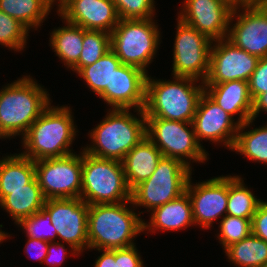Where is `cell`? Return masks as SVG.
Masks as SVG:
<instances>
[{"label": "cell", "mask_w": 267, "mask_h": 267, "mask_svg": "<svg viewBox=\"0 0 267 267\" xmlns=\"http://www.w3.org/2000/svg\"><path fill=\"white\" fill-rule=\"evenodd\" d=\"M127 202L89 205L87 218L88 248L119 249L134 245L136 235L143 232V220Z\"/></svg>", "instance_id": "cell-1"}, {"label": "cell", "mask_w": 267, "mask_h": 267, "mask_svg": "<svg viewBox=\"0 0 267 267\" xmlns=\"http://www.w3.org/2000/svg\"><path fill=\"white\" fill-rule=\"evenodd\" d=\"M50 105L22 136L26 150L21 154L34 162L73 153L68 148L72 145L76 135L72 112L68 106Z\"/></svg>", "instance_id": "cell-2"}, {"label": "cell", "mask_w": 267, "mask_h": 267, "mask_svg": "<svg viewBox=\"0 0 267 267\" xmlns=\"http://www.w3.org/2000/svg\"><path fill=\"white\" fill-rule=\"evenodd\" d=\"M174 81L155 80L147 76L146 118H162L172 121H193L199 100L204 93V84L196 86L198 80L174 76Z\"/></svg>", "instance_id": "cell-3"}, {"label": "cell", "mask_w": 267, "mask_h": 267, "mask_svg": "<svg viewBox=\"0 0 267 267\" xmlns=\"http://www.w3.org/2000/svg\"><path fill=\"white\" fill-rule=\"evenodd\" d=\"M141 119L129 109H112L103 121L90 132L93 145L83 149L87 154L122 161L125 155L146 137L144 110H136Z\"/></svg>", "instance_id": "cell-4"}, {"label": "cell", "mask_w": 267, "mask_h": 267, "mask_svg": "<svg viewBox=\"0 0 267 267\" xmlns=\"http://www.w3.org/2000/svg\"><path fill=\"white\" fill-rule=\"evenodd\" d=\"M47 91L25 76L0 90V128L10 136L25 135L51 103ZM21 133V134H20Z\"/></svg>", "instance_id": "cell-5"}, {"label": "cell", "mask_w": 267, "mask_h": 267, "mask_svg": "<svg viewBox=\"0 0 267 267\" xmlns=\"http://www.w3.org/2000/svg\"><path fill=\"white\" fill-rule=\"evenodd\" d=\"M88 205L131 201L121 161L102 159L82 151V190Z\"/></svg>", "instance_id": "cell-6"}, {"label": "cell", "mask_w": 267, "mask_h": 267, "mask_svg": "<svg viewBox=\"0 0 267 267\" xmlns=\"http://www.w3.org/2000/svg\"><path fill=\"white\" fill-rule=\"evenodd\" d=\"M153 19H120L111 32V50L122 64L146 72L153 61L160 39Z\"/></svg>", "instance_id": "cell-7"}, {"label": "cell", "mask_w": 267, "mask_h": 267, "mask_svg": "<svg viewBox=\"0 0 267 267\" xmlns=\"http://www.w3.org/2000/svg\"><path fill=\"white\" fill-rule=\"evenodd\" d=\"M191 171L182 161L162 156L152 175L131 190L130 204L151 211L172 201L186 191Z\"/></svg>", "instance_id": "cell-8"}, {"label": "cell", "mask_w": 267, "mask_h": 267, "mask_svg": "<svg viewBox=\"0 0 267 267\" xmlns=\"http://www.w3.org/2000/svg\"><path fill=\"white\" fill-rule=\"evenodd\" d=\"M146 137L163 156L178 159L189 167L187 159L201 163L207 160V152L198 142L191 122L146 118Z\"/></svg>", "instance_id": "cell-9"}, {"label": "cell", "mask_w": 267, "mask_h": 267, "mask_svg": "<svg viewBox=\"0 0 267 267\" xmlns=\"http://www.w3.org/2000/svg\"><path fill=\"white\" fill-rule=\"evenodd\" d=\"M35 177L45 198H80L82 153L35 161Z\"/></svg>", "instance_id": "cell-10"}, {"label": "cell", "mask_w": 267, "mask_h": 267, "mask_svg": "<svg viewBox=\"0 0 267 267\" xmlns=\"http://www.w3.org/2000/svg\"><path fill=\"white\" fill-rule=\"evenodd\" d=\"M178 19L173 52V75L206 81L210 67L211 41L192 26ZM201 78V79H200Z\"/></svg>", "instance_id": "cell-11"}, {"label": "cell", "mask_w": 267, "mask_h": 267, "mask_svg": "<svg viewBox=\"0 0 267 267\" xmlns=\"http://www.w3.org/2000/svg\"><path fill=\"white\" fill-rule=\"evenodd\" d=\"M43 210L49 215L57 236L73 249V255L88 248L86 202L81 198L48 199Z\"/></svg>", "instance_id": "cell-12"}, {"label": "cell", "mask_w": 267, "mask_h": 267, "mask_svg": "<svg viewBox=\"0 0 267 267\" xmlns=\"http://www.w3.org/2000/svg\"><path fill=\"white\" fill-rule=\"evenodd\" d=\"M211 47L210 67L203 84H220L226 81L249 80L259 58L235 46L226 38L215 41Z\"/></svg>", "instance_id": "cell-13"}, {"label": "cell", "mask_w": 267, "mask_h": 267, "mask_svg": "<svg viewBox=\"0 0 267 267\" xmlns=\"http://www.w3.org/2000/svg\"><path fill=\"white\" fill-rule=\"evenodd\" d=\"M241 7L240 14L237 8L233 9L237 22L229 27L226 39L259 59L267 57V6L244 4Z\"/></svg>", "instance_id": "cell-14"}, {"label": "cell", "mask_w": 267, "mask_h": 267, "mask_svg": "<svg viewBox=\"0 0 267 267\" xmlns=\"http://www.w3.org/2000/svg\"><path fill=\"white\" fill-rule=\"evenodd\" d=\"M233 8L222 0H184L178 18L207 36L211 41L227 38L235 18Z\"/></svg>", "instance_id": "cell-15"}, {"label": "cell", "mask_w": 267, "mask_h": 267, "mask_svg": "<svg viewBox=\"0 0 267 267\" xmlns=\"http://www.w3.org/2000/svg\"><path fill=\"white\" fill-rule=\"evenodd\" d=\"M190 178L186 191L191 201L194 223L205 229L210 228L212 222L227 211L228 176L215 177L194 186Z\"/></svg>", "instance_id": "cell-16"}, {"label": "cell", "mask_w": 267, "mask_h": 267, "mask_svg": "<svg viewBox=\"0 0 267 267\" xmlns=\"http://www.w3.org/2000/svg\"><path fill=\"white\" fill-rule=\"evenodd\" d=\"M218 106L205 92L202 94L192 124L198 142L210 140L233 149L239 123Z\"/></svg>", "instance_id": "cell-17"}, {"label": "cell", "mask_w": 267, "mask_h": 267, "mask_svg": "<svg viewBox=\"0 0 267 267\" xmlns=\"http://www.w3.org/2000/svg\"><path fill=\"white\" fill-rule=\"evenodd\" d=\"M58 12L66 22L86 30L108 33L120 20L112 0H68L58 8Z\"/></svg>", "instance_id": "cell-18"}, {"label": "cell", "mask_w": 267, "mask_h": 267, "mask_svg": "<svg viewBox=\"0 0 267 267\" xmlns=\"http://www.w3.org/2000/svg\"><path fill=\"white\" fill-rule=\"evenodd\" d=\"M147 72L122 64L111 78V108L144 110Z\"/></svg>", "instance_id": "cell-19"}, {"label": "cell", "mask_w": 267, "mask_h": 267, "mask_svg": "<svg viewBox=\"0 0 267 267\" xmlns=\"http://www.w3.org/2000/svg\"><path fill=\"white\" fill-rule=\"evenodd\" d=\"M204 90L231 117L239 114L237 121L239 124H244L252 118L253 100L247 81L234 80L220 84H204Z\"/></svg>", "instance_id": "cell-20"}, {"label": "cell", "mask_w": 267, "mask_h": 267, "mask_svg": "<svg viewBox=\"0 0 267 267\" xmlns=\"http://www.w3.org/2000/svg\"><path fill=\"white\" fill-rule=\"evenodd\" d=\"M162 156L160 150L147 137L130 150L121 161L128 188L132 190L147 180Z\"/></svg>", "instance_id": "cell-21"}, {"label": "cell", "mask_w": 267, "mask_h": 267, "mask_svg": "<svg viewBox=\"0 0 267 267\" xmlns=\"http://www.w3.org/2000/svg\"><path fill=\"white\" fill-rule=\"evenodd\" d=\"M44 203L45 198L36 177L24 188L0 190V206L9 212L16 224L43 210Z\"/></svg>", "instance_id": "cell-22"}, {"label": "cell", "mask_w": 267, "mask_h": 267, "mask_svg": "<svg viewBox=\"0 0 267 267\" xmlns=\"http://www.w3.org/2000/svg\"><path fill=\"white\" fill-rule=\"evenodd\" d=\"M149 224L143 222V230H181L195 225L192 205L187 191L168 203L152 210Z\"/></svg>", "instance_id": "cell-23"}, {"label": "cell", "mask_w": 267, "mask_h": 267, "mask_svg": "<svg viewBox=\"0 0 267 267\" xmlns=\"http://www.w3.org/2000/svg\"><path fill=\"white\" fill-rule=\"evenodd\" d=\"M122 65L117 55L110 49L92 65L82 67L77 73L90 90L111 106V78L115 69Z\"/></svg>", "instance_id": "cell-24"}, {"label": "cell", "mask_w": 267, "mask_h": 267, "mask_svg": "<svg viewBox=\"0 0 267 267\" xmlns=\"http://www.w3.org/2000/svg\"><path fill=\"white\" fill-rule=\"evenodd\" d=\"M67 26L54 29L50 44L64 65L72 69L79 61L83 50L84 28L66 22Z\"/></svg>", "instance_id": "cell-25"}, {"label": "cell", "mask_w": 267, "mask_h": 267, "mask_svg": "<svg viewBox=\"0 0 267 267\" xmlns=\"http://www.w3.org/2000/svg\"><path fill=\"white\" fill-rule=\"evenodd\" d=\"M35 178V162L23 154L0 160V190H18Z\"/></svg>", "instance_id": "cell-26"}, {"label": "cell", "mask_w": 267, "mask_h": 267, "mask_svg": "<svg viewBox=\"0 0 267 267\" xmlns=\"http://www.w3.org/2000/svg\"><path fill=\"white\" fill-rule=\"evenodd\" d=\"M224 250L228 259L240 267H263L267 262V242L252 233Z\"/></svg>", "instance_id": "cell-27"}, {"label": "cell", "mask_w": 267, "mask_h": 267, "mask_svg": "<svg viewBox=\"0 0 267 267\" xmlns=\"http://www.w3.org/2000/svg\"><path fill=\"white\" fill-rule=\"evenodd\" d=\"M50 8L46 0H0V10L28 29L41 26Z\"/></svg>", "instance_id": "cell-28"}, {"label": "cell", "mask_w": 267, "mask_h": 267, "mask_svg": "<svg viewBox=\"0 0 267 267\" xmlns=\"http://www.w3.org/2000/svg\"><path fill=\"white\" fill-rule=\"evenodd\" d=\"M252 122L251 118L239 125L232 150L245 155L251 161L267 164V125L243 132Z\"/></svg>", "instance_id": "cell-29"}, {"label": "cell", "mask_w": 267, "mask_h": 267, "mask_svg": "<svg viewBox=\"0 0 267 267\" xmlns=\"http://www.w3.org/2000/svg\"><path fill=\"white\" fill-rule=\"evenodd\" d=\"M254 194L243 184L242 178L228 176V202L225 215L252 218L260 203Z\"/></svg>", "instance_id": "cell-30"}, {"label": "cell", "mask_w": 267, "mask_h": 267, "mask_svg": "<svg viewBox=\"0 0 267 267\" xmlns=\"http://www.w3.org/2000/svg\"><path fill=\"white\" fill-rule=\"evenodd\" d=\"M111 49V33L84 29L83 50L78 63L72 68L76 73L85 66L92 65Z\"/></svg>", "instance_id": "cell-31"}, {"label": "cell", "mask_w": 267, "mask_h": 267, "mask_svg": "<svg viewBox=\"0 0 267 267\" xmlns=\"http://www.w3.org/2000/svg\"><path fill=\"white\" fill-rule=\"evenodd\" d=\"M29 29L20 21L0 10V44L15 51H21L26 45Z\"/></svg>", "instance_id": "cell-32"}, {"label": "cell", "mask_w": 267, "mask_h": 267, "mask_svg": "<svg viewBox=\"0 0 267 267\" xmlns=\"http://www.w3.org/2000/svg\"><path fill=\"white\" fill-rule=\"evenodd\" d=\"M252 218H240L225 215L220 221V233L218 239L223 245V249L233 243L240 242L252 233Z\"/></svg>", "instance_id": "cell-33"}, {"label": "cell", "mask_w": 267, "mask_h": 267, "mask_svg": "<svg viewBox=\"0 0 267 267\" xmlns=\"http://www.w3.org/2000/svg\"><path fill=\"white\" fill-rule=\"evenodd\" d=\"M18 225L25 229L28 237L44 240L47 242H54L53 239L57 237L56 229L52 224L49 215L41 210L32 216L22 219Z\"/></svg>", "instance_id": "cell-34"}, {"label": "cell", "mask_w": 267, "mask_h": 267, "mask_svg": "<svg viewBox=\"0 0 267 267\" xmlns=\"http://www.w3.org/2000/svg\"><path fill=\"white\" fill-rule=\"evenodd\" d=\"M119 19H150L154 17V0H112Z\"/></svg>", "instance_id": "cell-35"}, {"label": "cell", "mask_w": 267, "mask_h": 267, "mask_svg": "<svg viewBox=\"0 0 267 267\" xmlns=\"http://www.w3.org/2000/svg\"><path fill=\"white\" fill-rule=\"evenodd\" d=\"M252 100L258 95L267 93V57L260 58L255 71L248 80Z\"/></svg>", "instance_id": "cell-36"}, {"label": "cell", "mask_w": 267, "mask_h": 267, "mask_svg": "<svg viewBox=\"0 0 267 267\" xmlns=\"http://www.w3.org/2000/svg\"><path fill=\"white\" fill-rule=\"evenodd\" d=\"M252 234L267 242V201L263 200L257 206L251 220Z\"/></svg>", "instance_id": "cell-37"}, {"label": "cell", "mask_w": 267, "mask_h": 267, "mask_svg": "<svg viewBox=\"0 0 267 267\" xmlns=\"http://www.w3.org/2000/svg\"><path fill=\"white\" fill-rule=\"evenodd\" d=\"M117 267H143L135 245L117 249Z\"/></svg>", "instance_id": "cell-38"}, {"label": "cell", "mask_w": 267, "mask_h": 267, "mask_svg": "<svg viewBox=\"0 0 267 267\" xmlns=\"http://www.w3.org/2000/svg\"><path fill=\"white\" fill-rule=\"evenodd\" d=\"M66 249L67 248H65V246L60 242H50L48 244V252L44 258V261L49 265L51 264L52 266H59L61 263H63L66 257Z\"/></svg>", "instance_id": "cell-39"}, {"label": "cell", "mask_w": 267, "mask_h": 267, "mask_svg": "<svg viewBox=\"0 0 267 267\" xmlns=\"http://www.w3.org/2000/svg\"><path fill=\"white\" fill-rule=\"evenodd\" d=\"M50 242L44 241V240H39L36 238L28 237V242L25 245L26 247V253L29 255L31 258H37L40 260L39 262L43 263L44 258L47 255L48 252V244ZM36 249L35 251L37 252L35 255H31L32 250ZM31 253V254H30Z\"/></svg>", "instance_id": "cell-40"}, {"label": "cell", "mask_w": 267, "mask_h": 267, "mask_svg": "<svg viewBox=\"0 0 267 267\" xmlns=\"http://www.w3.org/2000/svg\"><path fill=\"white\" fill-rule=\"evenodd\" d=\"M94 267H117V249H103Z\"/></svg>", "instance_id": "cell-41"}, {"label": "cell", "mask_w": 267, "mask_h": 267, "mask_svg": "<svg viewBox=\"0 0 267 267\" xmlns=\"http://www.w3.org/2000/svg\"><path fill=\"white\" fill-rule=\"evenodd\" d=\"M261 111L267 112V93L260 94L253 100L252 119L255 120Z\"/></svg>", "instance_id": "cell-42"}, {"label": "cell", "mask_w": 267, "mask_h": 267, "mask_svg": "<svg viewBox=\"0 0 267 267\" xmlns=\"http://www.w3.org/2000/svg\"><path fill=\"white\" fill-rule=\"evenodd\" d=\"M224 3L232 7L233 9H239L245 3L242 0H222Z\"/></svg>", "instance_id": "cell-43"}, {"label": "cell", "mask_w": 267, "mask_h": 267, "mask_svg": "<svg viewBox=\"0 0 267 267\" xmlns=\"http://www.w3.org/2000/svg\"><path fill=\"white\" fill-rule=\"evenodd\" d=\"M245 4H264L266 0H242Z\"/></svg>", "instance_id": "cell-44"}, {"label": "cell", "mask_w": 267, "mask_h": 267, "mask_svg": "<svg viewBox=\"0 0 267 267\" xmlns=\"http://www.w3.org/2000/svg\"><path fill=\"white\" fill-rule=\"evenodd\" d=\"M47 3L52 7L54 1L56 2V0H46ZM59 1V5L58 7L60 8L63 4H65L68 0H58Z\"/></svg>", "instance_id": "cell-45"}, {"label": "cell", "mask_w": 267, "mask_h": 267, "mask_svg": "<svg viewBox=\"0 0 267 267\" xmlns=\"http://www.w3.org/2000/svg\"><path fill=\"white\" fill-rule=\"evenodd\" d=\"M9 236L8 233H5L3 231H0V243L6 239V237Z\"/></svg>", "instance_id": "cell-46"}, {"label": "cell", "mask_w": 267, "mask_h": 267, "mask_svg": "<svg viewBox=\"0 0 267 267\" xmlns=\"http://www.w3.org/2000/svg\"><path fill=\"white\" fill-rule=\"evenodd\" d=\"M0 138H8L0 128Z\"/></svg>", "instance_id": "cell-47"}]
</instances>
